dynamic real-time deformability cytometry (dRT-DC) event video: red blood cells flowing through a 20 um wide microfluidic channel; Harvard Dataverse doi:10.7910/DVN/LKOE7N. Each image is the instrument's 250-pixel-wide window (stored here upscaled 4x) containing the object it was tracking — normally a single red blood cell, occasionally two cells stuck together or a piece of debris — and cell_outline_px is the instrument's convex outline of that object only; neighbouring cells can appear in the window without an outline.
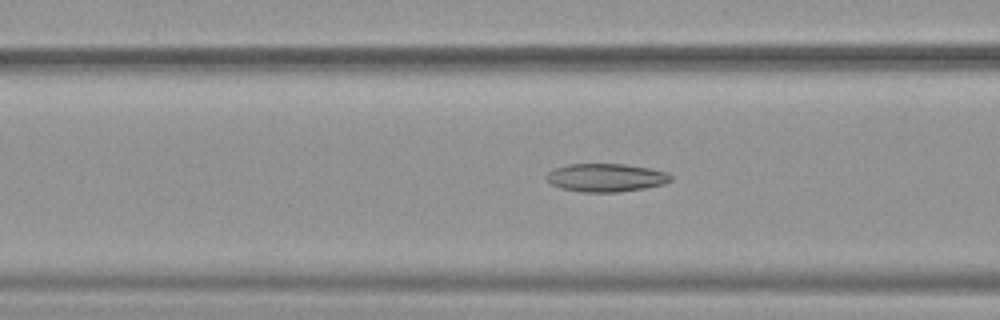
{"species": "common noctule bat (a hibernating species)", "species_latin": "Nyctalus noctula", "temperature_condition": "warm", "stored_images_in_passage": 51, "camera_frame_rate_fps": 3000, "um_per_image_px": 0.085, "animal": {"sex": "female", "body_mass_g": 19.9}, "frame": {"image": 1, "passage_image": 20, "time_ms": 6.333, "image_size_px": [1000, 320], "cell_outline_px": [[672, 180], [664, 184], [644, 188], [620, 192], [580, 192], [560, 188], [552, 184], [548, 180], [548, 172], [556, 168], [568, 164], [624, 164], [648, 168], [668, 172], [672, 176]], "centroid_in_image_um": [51.54, 15.1], "position_along_channel_um": 115.1, "area_um2": 20.35}}
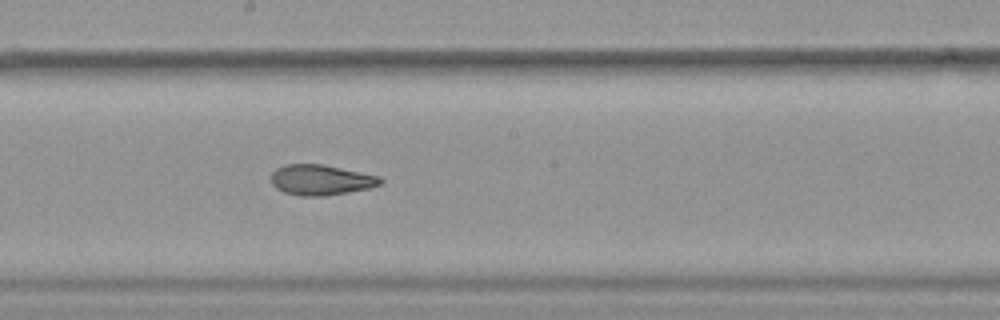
{"frame": {"image": 2, "passage_image": 28, "time_ms": 9.0, "image_size_px": [1000, 320], "cell_outline_px": [[384, 180], [380, 184], [368, 188], [348, 192], [324, 196], [300, 196], [284, 192], [276, 188], [272, 184], [272, 172], [276, 168], [284, 164], [324, 164], [380, 176]], "centroid_in_image_um": [27.27, 15.28], "position_along_channel_um": 220.9, "area_um2": 19.42}}
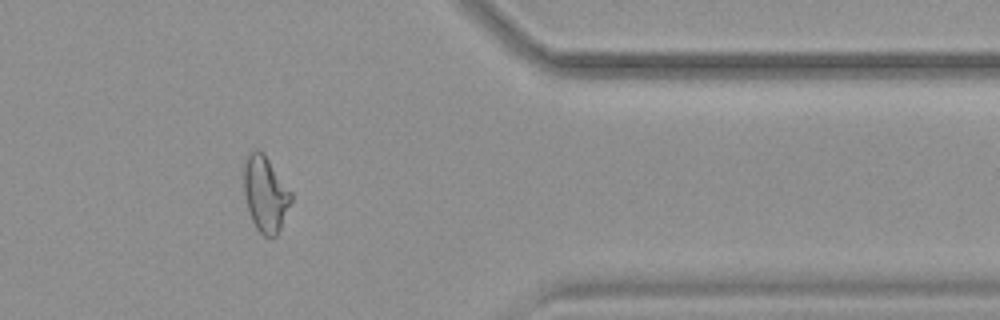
{"frame": {"image": 3, "passage_image": 42, "time_ms": 13.667, "image_size_px": [1000, 320], "cell_outline_px": [[292, 200], [280, 228], [276, 236], [264, 236], [256, 228], [252, 220], [248, 208], [244, 192], [244, 164], [248, 156], [256, 148], [264, 152], [292, 192]], "centroid_in_image_um": [22.57, 16.46], "position_along_channel_um": 388.8, "area_um2": 20.69}, "authors_computed_cell_mechanics": {"area_um2": 21.675, "velocity_mm_per_s": 3.9778, "shape_relaxation_time_tau1_ms": null, "shape_relaxation_time_tau2_ms": 2.0766, "deformation_change_tau1": null, "deformation_change_tau2": 0.0919}}